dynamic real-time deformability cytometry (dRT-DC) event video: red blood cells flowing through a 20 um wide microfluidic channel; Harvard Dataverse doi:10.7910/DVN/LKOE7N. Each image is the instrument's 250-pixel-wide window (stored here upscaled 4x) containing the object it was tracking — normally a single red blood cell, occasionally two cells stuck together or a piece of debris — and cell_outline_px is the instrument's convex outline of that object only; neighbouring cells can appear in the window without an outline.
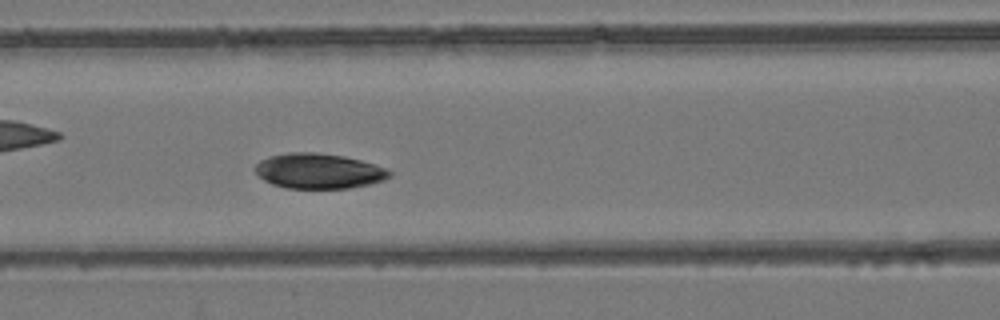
{"species": "common noctule bat (a hibernating species)", "species_latin": "Nyctalus noctula", "temperature_condition": "room temperature", "stored_images_in_passage": 33, "camera_frame_rate_fps": 3000, "um_per_image_px": 0.085, "animal": {"sex": "female", "body_mass_g": 24.6, "forearm_length_mm": 56.2}, "frame": {"image": 1, "passage_image": 11, "time_ms": 3.333, "image_size_px": [1000, 320], "cell_outline_px": [[392, 176], [384, 180], [368, 184], [348, 188], [288, 188], [272, 184], [264, 180], [252, 168], [260, 160], [268, 156], [288, 152], [316, 152], [344, 156], [360, 160], [388, 168], [392, 172]], "centroid_in_image_um": [27.09, 14.52], "position_along_channel_um": 139.5, "area_um2": 27.69}}
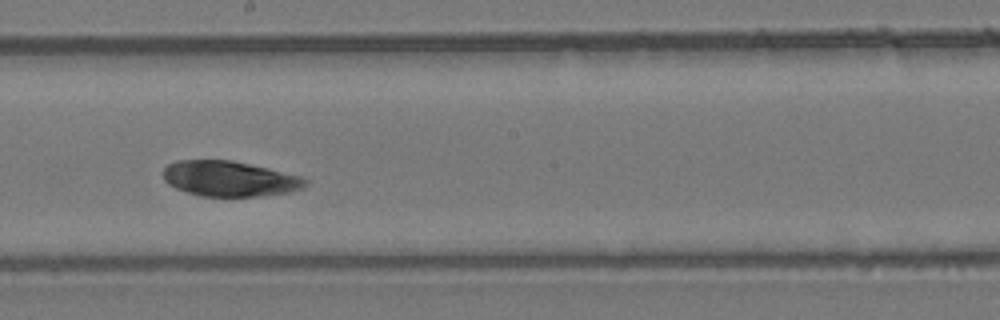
{"frame": {"image": 2, "passage_image": 18, "time_ms": 5.667, "image_size_px": [1000, 320], "cell_outline_px": [[308, 184], [304, 188], [288, 192], [260, 196], [200, 196], [176, 188], [168, 184], [164, 180], [164, 168], [168, 164], [176, 160], [232, 160], [268, 168], [300, 176], [308, 180]], "centroid_in_image_um": [19.51, 15.19], "position_along_channel_um": 228.7, "area_um2": 29.25}}
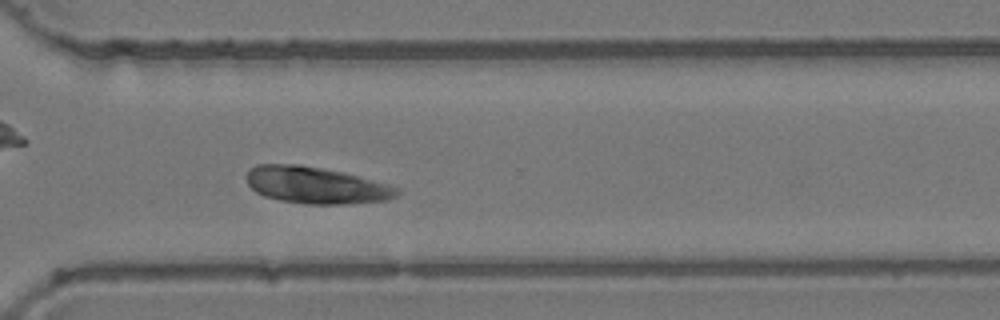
{"frame": {"image": 3, "passage_image": 27, "time_ms": 8.667, "image_size_px": [1000, 320], "cell_outline_px": [[400, 192], [396, 196], [388, 200], [344, 204], [304, 204], [280, 200], [264, 196], [256, 192], [248, 184], [244, 176], [248, 168], [256, 164], [300, 164], [340, 172], [356, 176], [400, 188]], "centroid_in_image_um": [26.78, 15.74], "position_along_channel_um": 343.8, "area_um2": 32.19}, "authors_computed_cell_mechanics": {"area_um2": 28.4954, "velocity_mm_per_s": 3.8408, "shape_relaxation_time_tau1_ms": 0.4986, "shape_relaxation_time_tau2_ms": 3.6226, "deformation_change_tau1": 0.0243, "deformation_change_tau2": 0.0622}}